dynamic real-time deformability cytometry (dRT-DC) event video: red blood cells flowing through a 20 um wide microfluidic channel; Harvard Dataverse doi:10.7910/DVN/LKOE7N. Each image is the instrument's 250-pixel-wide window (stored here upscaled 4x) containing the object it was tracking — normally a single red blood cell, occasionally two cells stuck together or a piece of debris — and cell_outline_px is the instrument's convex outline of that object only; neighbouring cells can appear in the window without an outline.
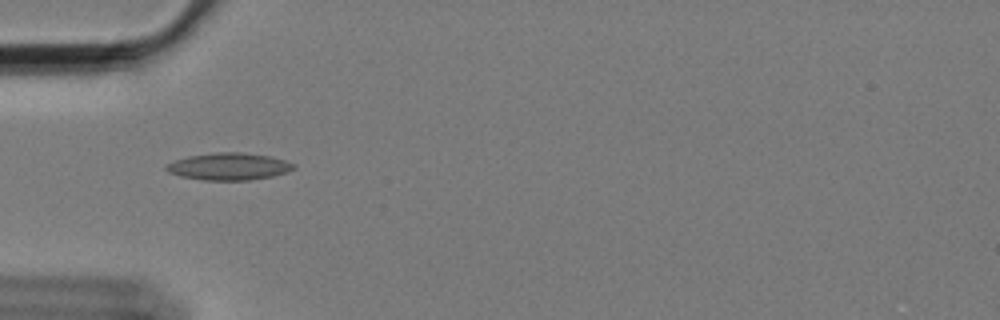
{"species": "Egyptian fruit bat (a non-hibernating species)", "species_latin": "Rousettus aegyptiacus", "temperature_condition": "cold", "stored_images_in_passage": 42, "camera_frame_rate_fps": 3000, "um_per_image_px": 0.085, "animal": {"sex": "female"}, "frame": {"image": 1, "passage_image": 2, "time_ms": 0.333, "image_size_px": [1000, 320], "cell_outline_px": [[296, 168], [288, 172], [272, 176], [248, 180], [204, 180], [180, 176], [168, 172], [164, 168], [168, 164], [176, 160], [188, 156], [216, 152], [240, 152], [268, 156], [284, 160], [296, 164]], "centroid_in_image_um": [19.47, 14.15], "position_along_channel_um": 65.5, "area_um2": 20.06}}
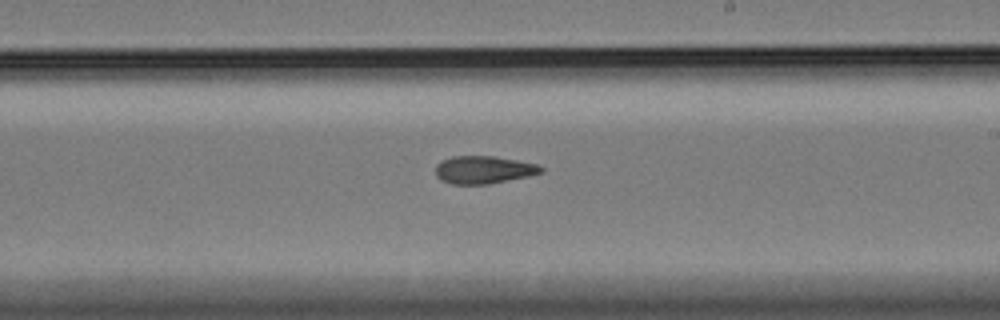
{"frame": {"image": 2, "passage_image": 18, "time_ms": 5.667, "image_size_px": [1000, 320], "cell_outline_px": [[544, 172], [528, 176], [488, 184], [452, 184], [440, 180], [436, 176], [436, 164], [440, 160], [452, 156], [496, 156], [536, 164], [544, 168]], "centroid_in_image_um": [41.08, 14.42], "position_along_channel_um": 247.9, "area_um2": 17.11}}
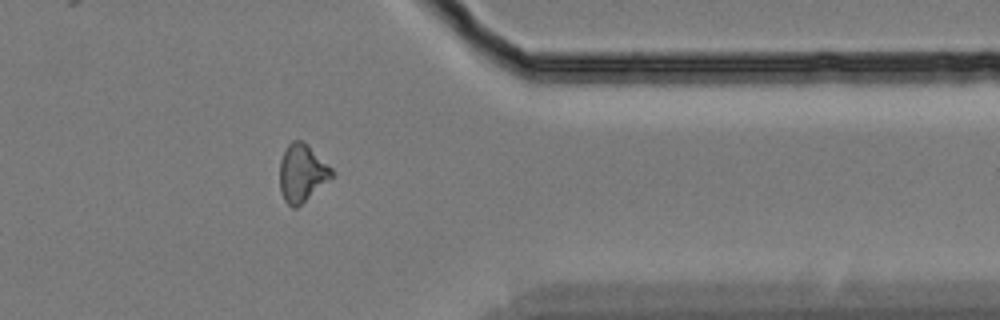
{"frame": {"image": 3, "passage_image": 31, "time_ms": 10.0, "image_size_px": [1000, 320], "cell_outline_px": [[336, 172], [332, 176], [296, 208], [292, 208], [284, 200], [280, 192], [280, 160], [288, 144], [292, 140], [300, 140], [308, 144]], "centroid_in_image_um": [25.65, 14.68], "position_along_channel_um": 385.7, "area_um2": 17.28}, "authors_computed_cell_mechanics": {"area_um2": 17.2244, "velocity_mm_per_s": 3.4269, "shape_relaxation_time_tau1_ms": null, "shape_relaxation_time_tau2_ms": 4.0841, "deformation_change_tau1": null, "deformation_change_tau2": 0.1127}}